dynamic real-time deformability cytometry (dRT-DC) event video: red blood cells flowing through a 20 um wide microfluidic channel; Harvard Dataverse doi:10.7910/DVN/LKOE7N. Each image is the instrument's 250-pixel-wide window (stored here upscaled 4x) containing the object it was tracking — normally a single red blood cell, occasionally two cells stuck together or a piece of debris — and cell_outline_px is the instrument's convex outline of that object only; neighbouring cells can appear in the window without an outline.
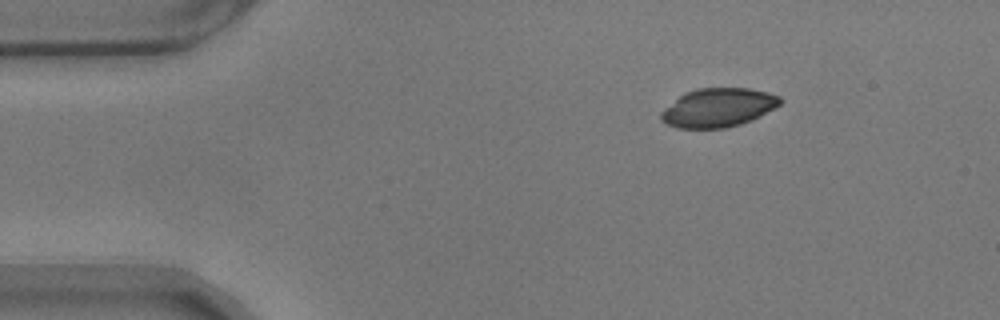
{"species": "common noctule bat (a hibernating species)", "species_latin": "Nyctalus noctula", "temperature_condition": "warm", "stored_images_in_passage": 38, "camera_frame_rate_fps": 3000, "um_per_image_px": 0.085, "animal": {"sex": "male", "body_mass_g": 17.9}, "frame": {"image": 1, "passage_image": 1, "time_ms": 0.0, "image_size_px": [1000, 320], "cell_outline_px": [[784, 100], [780, 104], [760, 116], [752, 120], [740, 124], [724, 128], [676, 128], [660, 120], [660, 112], [664, 108], [684, 92], [696, 88], [748, 88], [768, 92], [780, 96]], "centroid_in_image_um": [61.03, 9.14], "position_along_channel_um": 24.0, "area_um2": 27.05}}
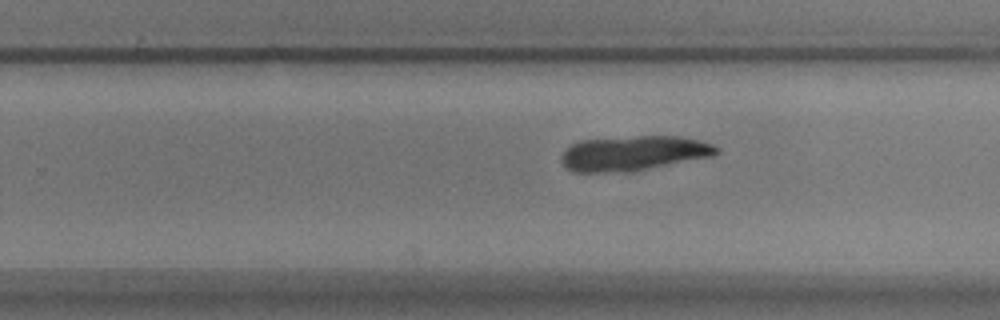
{"frame": {"image": 2, "passage_image": 28, "time_ms": 9.0, "image_size_px": [1000, 320], "cell_outline_px": [[720, 152], [712, 156], [632, 172], [572, 172], [560, 160], [560, 156], [572, 144], [580, 140], [636, 136], [676, 136], [696, 140], [712, 144], [720, 148]], "centroid_in_image_um": [53.84, 13.03], "position_along_channel_um": 276.0, "area_um2": 31.5}}
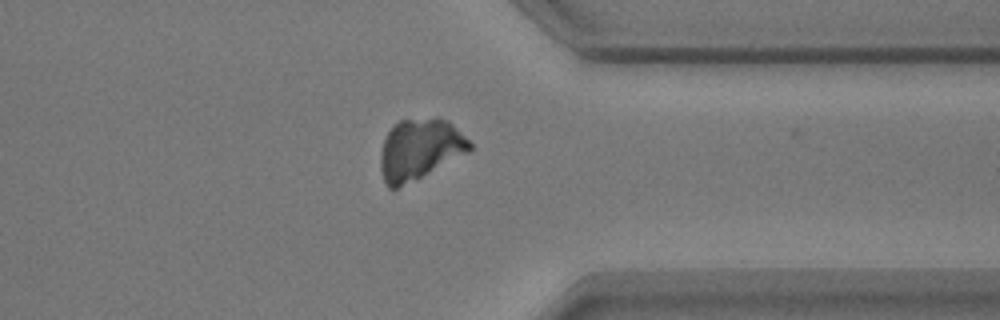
{"frame": {"image": 3, "passage_image": 37, "time_ms": 12.0, "image_size_px": [1000, 320], "cell_outline_px": [[472, 148], [468, 152], [416, 180], [396, 188], [388, 188], [384, 180], [380, 168], [380, 152], [384, 140], [392, 124], [400, 120], [436, 116], [448, 120], [472, 144]], "centroid_in_image_um": [35.65, 12.66], "position_along_channel_um": 375.7, "area_um2": 31.79}}